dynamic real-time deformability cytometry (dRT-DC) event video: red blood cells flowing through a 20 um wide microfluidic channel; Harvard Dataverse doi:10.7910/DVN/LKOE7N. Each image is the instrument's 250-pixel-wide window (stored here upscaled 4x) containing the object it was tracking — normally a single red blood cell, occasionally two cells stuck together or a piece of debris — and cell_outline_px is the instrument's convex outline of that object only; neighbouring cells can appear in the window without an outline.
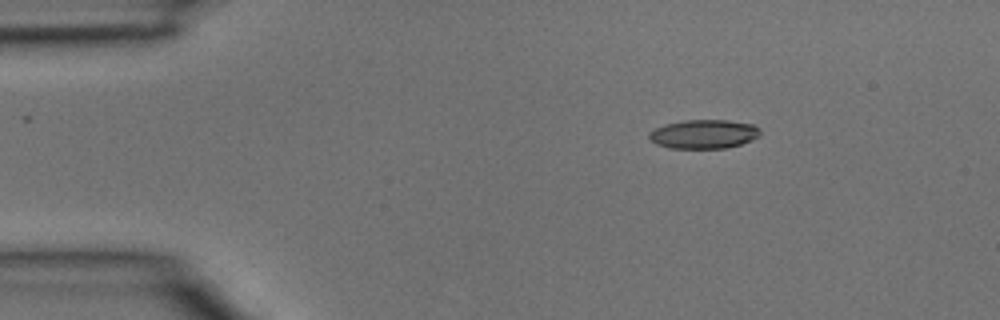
{"species": "common noctule bat (a hibernating species)", "species_latin": "Nyctalus noctula", "temperature_condition": "room temperature", "stored_images_in_passage": 3, "camera_frame_rate_fps": 3000, "um_per_image_px": 0.085, "animal": {"sex": "male", "body_mass_g": 15.6}, "frame": {"image": 1, "passage_image": 1, "time_ms": 0.0, "image_size_px": [1000, 320], "cell_outline_px": [[760, 136], [752, 140], [740, 144], [724, 148], [668, 148], [656, 144], [648, 136], [648, 132], [664, 124], [684, 120], [728, 120], [752, 124], [760, 128]], "centroid_in_image_um": [59.82, 11.39], "position_along_channel_um": 25.2, "area_um2": 18.79}}
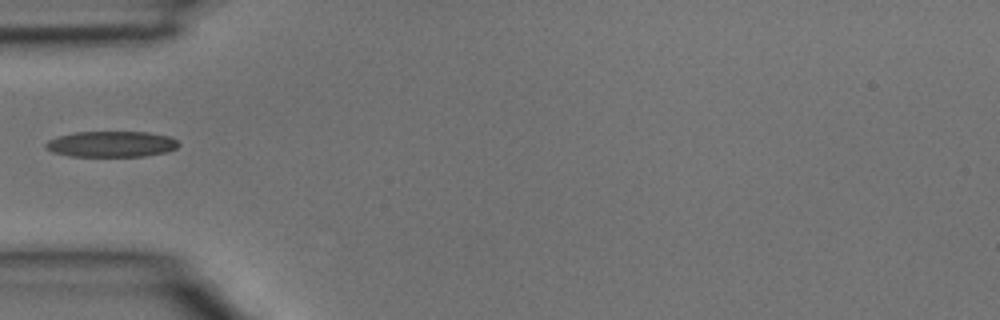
{"frame": {"image": 2, "passage_image": 3, "time_ms": 0.667, "image_size_px": [1000, 320], "cell_outline_px": [[180, 144], [176, 148], [168, 152], [144, 156], [68, 156], [52, 152], [44, 148], [44, 144], [48, 140], [60, 136], [76, 132], [148, 132], [168, 136], [176, 140]], "centroid_in_image_um": [9.45, 12.25], "position_along_channel_um": 75.5, "area_um2": 20.06}}